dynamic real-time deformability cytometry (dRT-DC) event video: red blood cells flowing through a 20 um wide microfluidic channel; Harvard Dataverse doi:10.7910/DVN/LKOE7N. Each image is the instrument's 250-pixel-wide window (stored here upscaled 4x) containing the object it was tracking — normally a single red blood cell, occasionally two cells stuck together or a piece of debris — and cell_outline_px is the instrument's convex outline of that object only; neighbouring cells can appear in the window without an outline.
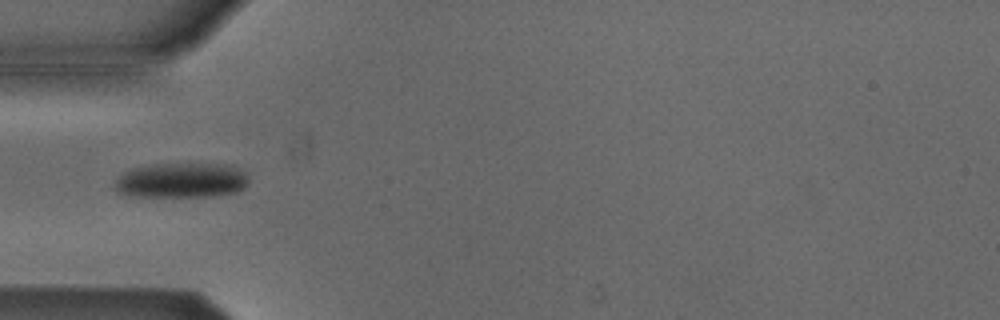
{"species": "Egyptian fruit bat (a non-hibernating species)", "species_latin": "Rousettus aegyptiacus", "temperature_condition": "cold", "stored_images_in_passage": 2, "camera_frame_rate_fps": 3000, "um_per_image_px": 0.085, "animal": {"sex": "male"}, "frame": {"image": 1, "passage_image": 2, "time_ms": 1.333, "image_size_px": [1000, 320], "cell_outline_px": [[248, 184], [244, 188], [236, 192], [216, 196], [124, 196], [116, 192], [112, 184], [124, 172], [132, 168], [156, 164], [236, 164], [248, 176]], "centroid_in_image_um": [15.43, 15.33], "position_along_channel_um": 69.6, "area_um2": 27.74}}